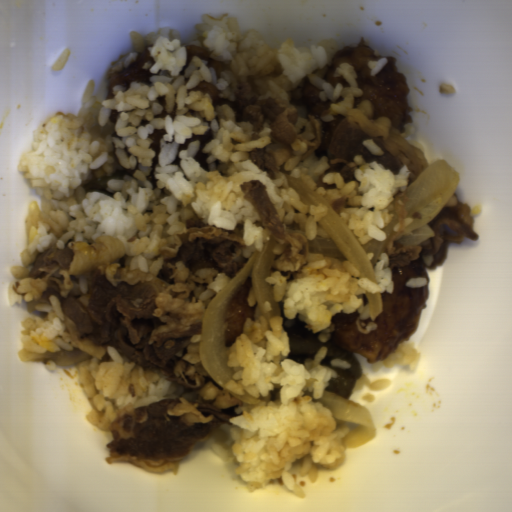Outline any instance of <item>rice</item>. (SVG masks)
I'll return each mask as SVG.
<instances>
[{"label": "rice", "mask_w": 512, "mask_h": 512, "mask_svg": "<svg viewBox=\"0 0 512 512\" xmlns=\"http://www.w3.org/2000/svg\"><path fill=\"white\" fill-rule=\"evenodd\" d=\"M42 364H43L45 370H48V371H51V372L56 370V363H54L50 359L46 360V361H42Z\"/></svg>", "instance_id": "rice-15"}, {"label": "rice", "mask_w": 512, "mask_h": 512, "mask_svg": "<svg viewBox=\"0 0 512 512\" xmlns=\"http://www.w3.org/2000/svg\"><path fill=\"white\" fill-rule=\"evenodd\" d=\"M372 155L385 156L384 151L374 139H363L361 143Z\"/></svg>", "instance_id": "rice-10"}, {"label": "rice", "mask_w": 512, "mask_h": 512, "mask_svg": "<svg viewBox=\"0 0 512 512\" xmlns=\"http://www.w3.org/2000/svg\"><path fill=\"white\" fill-rule=\"evenodd\" d=\"M423 353L415 347V341H404L398 344L397 350L389 353L387 359H382L384 367L392 368L395 364L408 365L410 372L416 371Z\"/></svg>", "instance_id": "rice-7"}, {"label": "rice", "mask_w": 512, "mask_h": 512, "mask_svg": "<svg viewBox=\"0 0 512 512\" xmlns=\"http://www.w3.org/2000/svg\"><path fill=\"white\" fill-rule=\"evenodd\" d=\"M109 360L100 363L90 358L76 363L79 384L90 409L85 418L102 431L128 404L135 408L164 400H179L194 395L190 390L165 379L158 371L142 369L107 345Z\"/></svg>", "instance_id": "rice-5"}, {"label": "rice", "mask_w": 512, "mask_h": 512, "mask_svg": "<svg viewBox=\"0 0 512 512\" xmlns=\"http://www.w3.org/2000/svg\"><path fill=\"white\" fill-rule=\"evenodd\" d=\"M247 301H248L250 307L255 305V304H257L256 298H255V295H254V291H253V287H250Z\"/></svg>", "instance_id": "rice-16"}, {"label": "rice", "mask_w": 512, "mask_h": 512, "mask_svg": "<svg viewBox=\"0 0 512 512\" xmlns=\"http://www.w3.org/2000/svg\"><path fill=\"white\" fill-rule=\"evenodd\" d=\"M392 380L390 379H379L376 381L370 380L365 374L361 372V378L356 380L353 391H362L364 385H366L371 391H383L391 386Z\"/></svg>", "instance_id": "rice-8"}, {"label": "rice", "mask_w": 512, "mask_h": 512, "mask_svg": "<svg viewBox=\"0 0 512 512\" xmlns=\"http://www.w3.org/2000/svg\"><path fill=\"white\" fill-rule=\"evenodd\" d=\"M439 90L441 93L456 94V91H455V88L453 87V85L445 83V82L442 84H439Z\"/></svg>", "instance_id": "rice-14"}, {"label": "rice", "mask_w": 512, "mask_h": 512, "mask_svg": "<svg viewBox=\"0 0 512 512\" xmlns=\"http://www.w3.org/2000/svg\"><path fill=\"white\" fill-rule=\"evenodd\" d=\"M194 24L202 36L196 47L223 63L218 77L198 56L187 63L186 48L175 29L161 26L142 34L128 31L134 52L121 57L108 76L130 65L147 49L155 61L143 64L153 75L152 86L130 82L113 86L112 98L92 97L95 82L89 79L76 114L55 111L33 129L31 150L24 151L17 171L40 197L29 202L25 217V247L21 265H10L13 277L7 287L9 308L39 300L41 294L29 278L39 252L64 249L73 241L89 245L100 236L122 242L128 271L157 275L164 256L160 239L175 247L176 231H187L199 217L202 223L232 231L242 224L249 261L265 245L264 229L253 223L257 211L243 196L244 180H260L287 229L309 242L331 237L318 223L329 212L327 205H306L285 176L270 179L258 168L249 151L271 143V127L263 122L259 139H252L249 121L236 122L230 105L214 108L208 92L188 91L209 82L218 97L236 101L242 85L251 84L258 100L276 97L286 106L295 91L308 82L318 89L321 101H331L320 122L347 118L356 97H363L355 68L339 62L335 76L347 86L328 84L324 77L338 40L325 38L307 47H296L287 36L278 48L262 34L247 29L242 34L238 17L224 12L221 18L201 15Z\"/></svg>", "instance_id": "rice-1"}, {"label": "rice", "mask_w": 512, "mask_h": 512, "mask_svg": "<svg viewBox=\"0 0 512 512\" xmlns=\"http://www.w3.org/2000/svg\"><path fill=\"white\" fill-rule=\"evenodd\" d=\"M378 282L366 277L350 262L322 253L308 252L304 266L286 279L271 269L263 279L271 285L273 299L282 302L286 319L299 315L311 331L320 332L317 341H328L334 329L332 318L339 312L346 315L358 311L361 320H377L384 310L382 293L394 292L390 257L381 253L376 262Z\"/></svg>", "instance_id": "rice-3"}, {"label": "rice", "mask_w": 512, "mask_h": 512, "mask_svg": "<svg viewBox=\"0 0 512 512\" xmlns=\"http://www.w3.org/2000/svg\"><path fill=\"white\" fill-rule=\"evenodd\" d=\"M408 288H423L428 285L427 279L424 277H415L412 279H408L406 284Z\"/></svg>", "instance_id": "rice-12"}, {"label": "rice", "mask_w": 512, "mask_h": 512, "mask_svg": "<svg viewBox=\"0 0 512 512\" xmlns=\"http://www.w3.org/2000/svg\"><path fill=\"white\" fill-rule=\"evenodd\" d=\"M50 303L37 304L36 312H43L45 318L26 316L20 321L23 349L26 352L72 351L75 348L63 339L65 318L56 296H49Z\"/></svg>", "instance_id": "rice-6"}, {"label": "rice", "mask_w": 512, "mask_h": 512, "mask_svg": "<svg viewBox=\"0 0 512 512\" xmlns=\"http://www.w3.org/2000/svg\"><path fill=\"white\" fill-rule=\"evenodd\" d=\"M329 364L332 367H338V368L349 369V370L352 366L349 361H346L341 358H332Z\"/></svg>", "instance_id": "rice-13"}, {"label": "rice", "mask_w": 512, "mask_h": 512, "mask_svg": "<svg viewBox=\"0 0 512 512\" xmlns=\"http://www.w3.org/2000/svg\"><path fill=\"white\" fill-rule=\"evenodd\" d=\"M300 144V149H293L285 162L283 174L308 186L328 203L361 245L373 239L385 241L387 232L382 228L389 226L395 217L388 207L398 193H406L410 186L407 166L395 174L382 164L369 162L355 169L357 181L349 182H344L340 171H331L322 180L335 188L324 189L316 180L332 166L326 156L318 160L315 151L301 160L308 145L305 141Z\"/></svg>", "instance_id": "rice-4"}, {"label": "rice", "mask_w": 512, "mask_h": 512, "mask_svg": "<svg viewBox=\"0 0 512 512\" xmlns=\"http://www.w3.org/2000/svg\"><path fill=\"white\" fill-rule=\"evenodd\" d=\"M362 399L370 402L373 404L374 400H375V396H373L371 393H362L361 396H360Z\"/></svg>", "instance_id": "rice-17"}, {"label": "rice", "mask_w": 512, "mask_h": 512, "mask_svg": "<svg viewBox=\"0 0 512 512\" xmlns=\"http://www.w3.org/2000/svg\"><path fill=\"white\" fill-rule=\"evenodd\" d=\"M388 62V57H380L377 61H369L366 65L370 69V76H378Z\"/></svg>", "instance_id": "rice-9"}, {"label": "rice", "mask_w": 512, "mask_h": 512, "mask_svg": "<svg viewBox=\"0 0 512 512\" xmlns=\"http://www.w3.org/2000/svg\"><path fill=\"white\" fill-rule=\"evenodd\" d=\"M228 349L226 364L234 373L225 388L242 396L245 391L259 402L244 401L236 410L242 414L218 427L233 443L225 446L214 441L213 452L227 461L234 456L233 469L249 492L281 477L287 491L306 497L291 471L294 463L301 460L299 476L308 474L314 484L320 467L343 466L348 448L341 438L360 427L338 426L330 409L313 402L323 398L331 378L340 376L320 364L329 348H319L304 366L287 359L290 345L282 317L267 321L256 305L254 320L246 318L242 333Z\"/></svg>", "instance_id": "rice-2"}, {"label": "rice", "mask_w": 512, "mask_h": 512, "mask_svg": "<svg viewBox=\"0 0 512 512\" xmlns=\"http://www.w3.org/2000/svg\"><path fill=\"white\" fill-rule=\"evenodd\" d=\"M70 54H71L70 47H65L64 50L62 51L61 55L59 56V58L56 60V62L53 64V66L51 68L56 71L62 70L67 63V60H68Z\"/></svg>", "instance_id": "rice-11"}]
</instances>
